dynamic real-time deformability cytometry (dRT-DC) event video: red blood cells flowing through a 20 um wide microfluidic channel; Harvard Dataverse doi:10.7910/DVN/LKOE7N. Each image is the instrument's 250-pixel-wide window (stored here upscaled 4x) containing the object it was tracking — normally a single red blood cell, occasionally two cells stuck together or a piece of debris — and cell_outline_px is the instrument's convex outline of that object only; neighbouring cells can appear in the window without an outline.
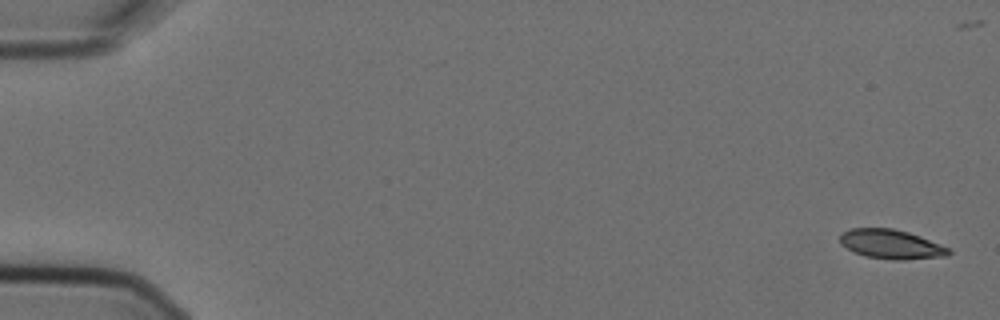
{"species": "Egyptian fruit bat (a non-hibernating species)", "species_latin": "Rousettus aegyptiacus", "temperature_condition": "cold", "stored_images_in_passage": 6, "camera_frame_rate_fps": 3000, "um_per_image_px": 0.085, "animal": {"sex": "female"}, "frame": {"image": 1, "passage_image": 1, "time_ms": 0.0, "image_size_px": [1000, 320], "cell_outline_px": [[952, 252], [948, 256], [904, 260], [892, 260], [864, 256], [852, 252], [840, 244], [840, 232], [852, 228], [892, 228], [908, 232], [920, 236], [940, 244], [948, 248]], "centroid_in_image_um": [75.71, 20.77], "position_along_channel_um": 9.3, "area_um2": 18.79}}
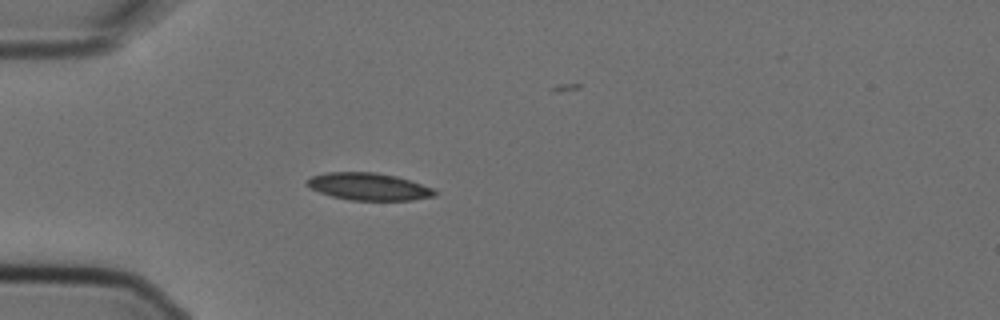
{"frame": {"image": 2, "passage_image": 5, "time_ms": 1.333, "image_size_px": [1000, 320], "cell_outline_px": [[436, 196], [412, 200], [352, 200], [332, 196], [320, 192], [304, 184], [312, 176], [324, 172], [376, 172], [396, 176], [432, 188], [436, 192]], "centroid_in_image_um": [31.32, 15.85], "position_along_channel_um": 53.7, "area_um2": 20.11}}